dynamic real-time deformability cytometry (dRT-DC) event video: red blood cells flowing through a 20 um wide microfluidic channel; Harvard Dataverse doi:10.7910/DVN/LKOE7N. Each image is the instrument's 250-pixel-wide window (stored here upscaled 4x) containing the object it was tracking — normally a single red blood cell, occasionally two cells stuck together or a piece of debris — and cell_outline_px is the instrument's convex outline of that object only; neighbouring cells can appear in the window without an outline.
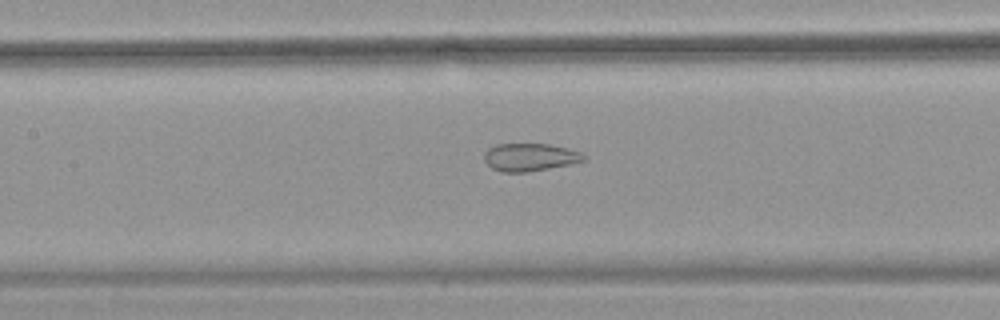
{"species": "common noctule bat (a hibernating species)", "species_latin": "Nyctalus noctula", "temperature_condition": "warm", "stored_images_in_passage": 29, "camera_frame_rate_fps": 3000, "um_per_image_px": 0.085, "animal": {"sex": "female", "body_mass_g": 18.4}, "frame": {"image": 1, "passage_image": 10, "time_ms": 3.0, "image_size_px": [1000, 320], "cell_outline_px": [[588, 160], [572, 164], [528, 172], [500, 172], [492, 168], [484, 160], [484, 152], [488, 148], [496, 144], [548, 144], [568, 148], [580, 152], [588, 156]], "centroid_in_image_um": [45.08, 13.36], "position_along_channel_um": 162.3, "area_um2": 16.36}}
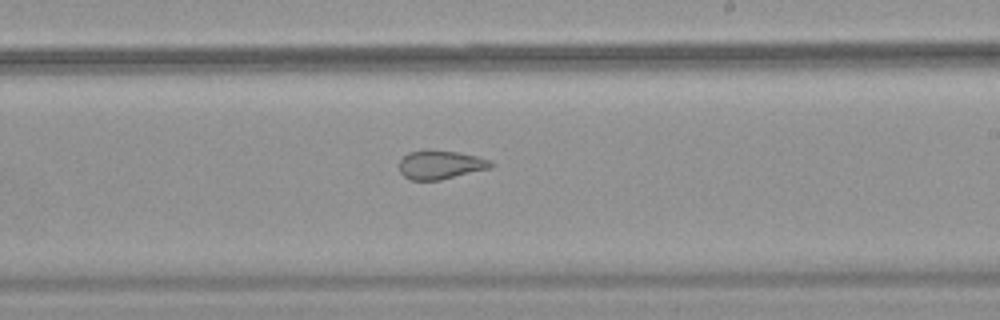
{"frame": {"image": 2, "passage_image": 17, "time_ms": 5.333, "image_size_px": [1000, 320], "cell_outline_px": [[496, 164], [492, 168], [440, 180], [412, 180], [404, 176], [400, 172], [400, 160], [408, 152], [424, 148], [428, 148], [460, 152], [492, 160]], "centroid_in_image_um": [37.47, 13.97], "position_along_channel_um": 251.5, "area_um2": 15.84}}
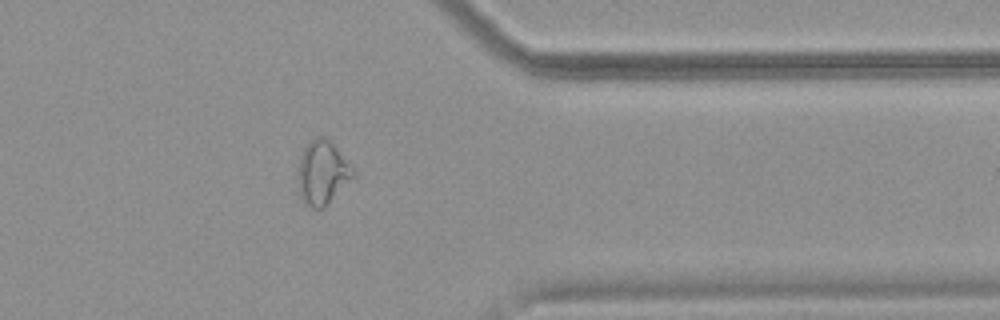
{"frame": {"image": 3, "passage_image": 28, "time_ms": 9.0, "image_size_px": [1000, 320], "cell_outline_px": [[356, 176], [324, 208], [312, 208], [304, 204], [300, 200], [296, 176], [300, 156], [304, 148], [316, 136], [324, 136], [332, 144], [356, 172]], "centroid_in_image_um": [27.37, 14.73], "position_along_channel_um": 384.0, "area_um2": 20.75}}